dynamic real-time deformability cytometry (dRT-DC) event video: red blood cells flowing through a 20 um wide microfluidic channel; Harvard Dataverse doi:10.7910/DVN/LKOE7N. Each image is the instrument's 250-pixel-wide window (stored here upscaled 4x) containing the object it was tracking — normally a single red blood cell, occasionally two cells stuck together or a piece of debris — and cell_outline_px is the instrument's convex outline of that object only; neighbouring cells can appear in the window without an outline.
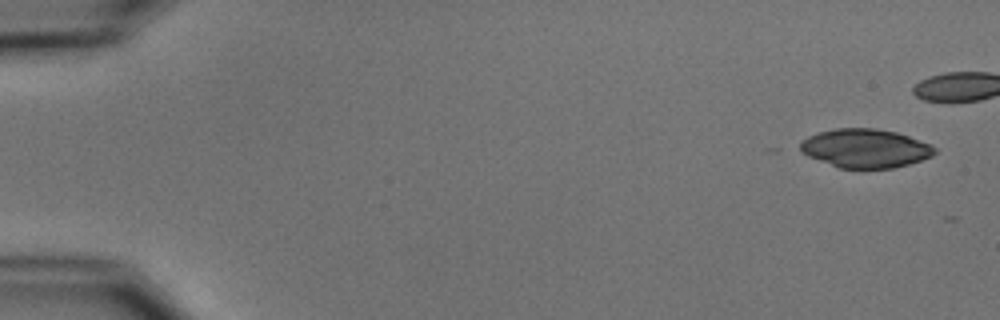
{"species": "common noctule bat (a hibernating species)", "species_latin": "Nyctalus noctula", "temperature_condition": "cold", "stored_images_in_passage": 3, "camera_frame_rate_fps": 3000, "um_per_image_px": 0.085, "animal": {"sex": "male", "body_mass_g": 15.6}, "frame": {"image": 1, "passage_image": 1, "time_ms": 0.0, "image_size_px": [1000, 320], "cell_outline_px": [[936, 152], [932, 156], [908, 164], [892, 168], [840, 168], [808, 156], [792, 148], [808, 136], [820, 132], [836, 128], [876, 128], [896, 132], [932, 144], [936, 148]], "centroid_in_image_um": [73.5, 12.6], "position_along_channel_um": 11.5, "area_um2": 30.58}}